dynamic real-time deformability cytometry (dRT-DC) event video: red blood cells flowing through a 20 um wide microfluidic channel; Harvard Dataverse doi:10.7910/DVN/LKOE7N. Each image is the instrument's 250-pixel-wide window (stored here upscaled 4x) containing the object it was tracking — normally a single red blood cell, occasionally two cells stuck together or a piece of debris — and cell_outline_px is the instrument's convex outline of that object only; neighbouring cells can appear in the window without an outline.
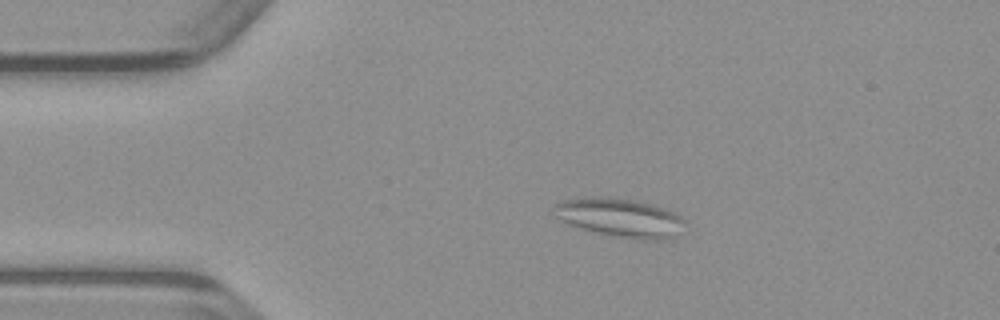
{"species": "common noctule bat (a hibernating species)", "species_latin": "Nyctalus noctula", "temperature_condition": "warm", "stored_images_in_passage": 50, "camera_frame_rate_fps": 3000, "um_per_image_px": 0.085, "animal": {"sex": "male", "body_mass_g": 23.1, "forearm_length_mm": 52.7}, "frame": {"image": 1, "passage_image": 9, "time_ms": 2.667, "image_size_px": [1000, 320], "cell_outline_px": [[684, 220], [672, 236], [660, 240], [640, 240], [616, 236], [568, 224], [560, 220], [556, 216], [556, 204], [564, 200], [588, 196], [592, 196], [632, 200], [652, 204], [672, 212], [680, 216]], "centroid_in_image_um": [52.66, 18.49], "position_along_channel_um": 32.3, "area_um2": 28.44}}
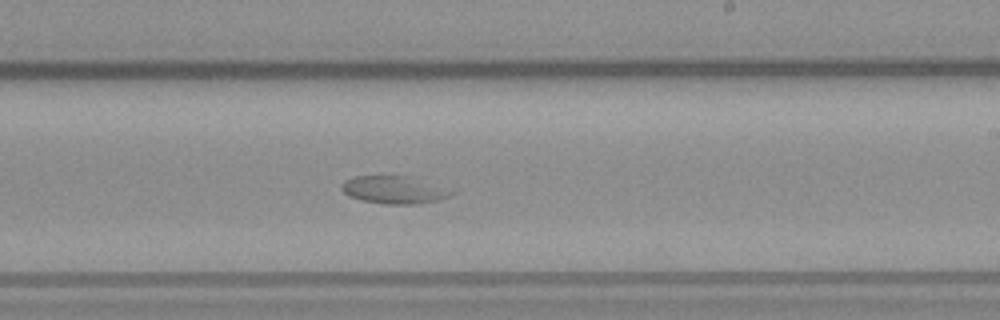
{"frame": {"image": 2, "passage_image": 29, "time_ms": 9.333, "image_size_px": [1000, 320], "cell_outline_px": [[456, 192], [440, 200], [416, 204], [388, 204], [364, 200], [352, 196], [344, 192], [340, 188], [348, 180], [356, 176], [404, 176]], "centroid_in_image_um": [33.48, 16.15], "position_along_channel_um": 255.5, "area_um2": 16.76}}
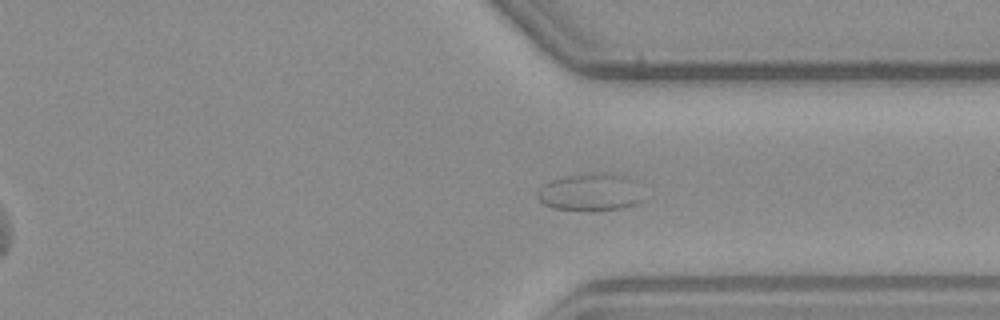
{"frame": {"image": 3, "passage_image": 37, "time_ms": 12.0, "image_size_px": [1000, 320], "cell_outline_px": [[644, 200], [636, 204], [620, 208], [552, 208], [544, 204], [540, 200], [536, 192], [548, 180], [564, 176], [592, 172], [612, 172], [632, 176]], "centroid_in_image_um": [50.21, 16.26], "position_along_channel_um": 361.2, "area_um2": 22.89}}